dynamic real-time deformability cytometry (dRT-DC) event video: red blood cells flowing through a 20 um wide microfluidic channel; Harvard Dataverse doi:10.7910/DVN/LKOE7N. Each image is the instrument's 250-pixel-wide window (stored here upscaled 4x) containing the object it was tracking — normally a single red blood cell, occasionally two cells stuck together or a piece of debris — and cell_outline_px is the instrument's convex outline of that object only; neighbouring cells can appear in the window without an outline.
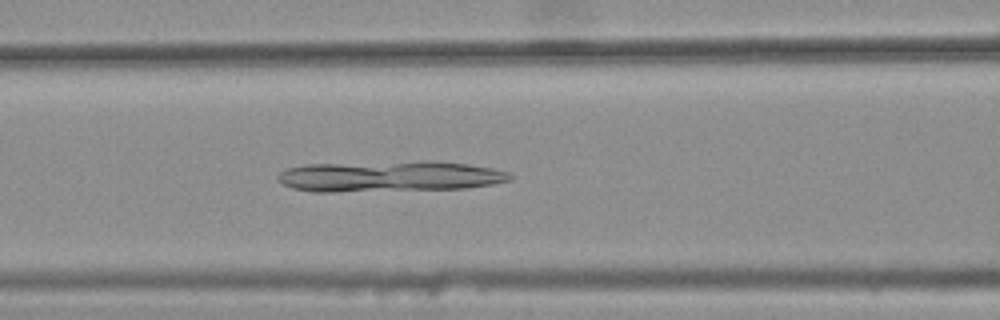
{"species": "common noctule bat (a hibernating species)", "species_latin": "Nyctalus noctula", "temperature_condition": "warm", "stored_images_in_passage": 34, "camera_frame_rate_fps": 3000, "um_per_image_px": 0.085, "animal": {"sex": "female", "body_mass_g": 25.1}, "frame": {"image": 1, "passage_image": 11, "time_ms": 3.333, "image_size_px": [1000, 320], "cell_outline_px": [[512, 180], [492, 184], [464, 188], [332, 192], [312, 192], [292, 188], [284, 184], [276, 176], [280, 172], [288, 168], [308, 164], [468, 164], [492, 168], [508, 172], [512, 176]], "centroid_in_image_um": [33.05, 15.05], "position_along_channel_um": 133.6, "area_um2": 39.59}}
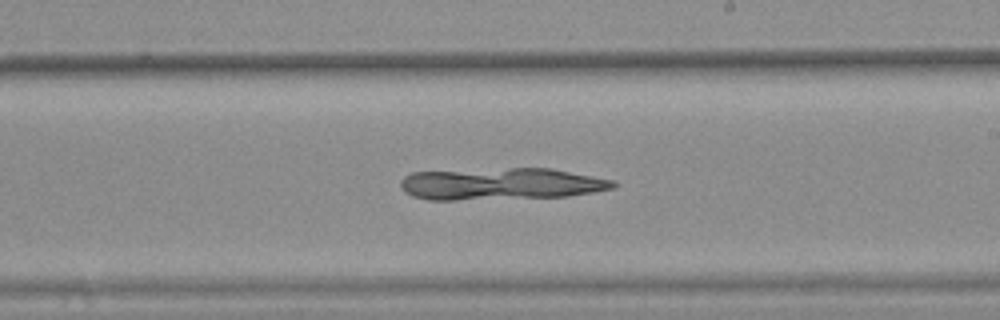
{"frame": {"image": 2, "passage_image": 20, "time_ms": 6.333, "image_size_px": [1000, 320], "cell_outline_px": [[616, 184], [612, 188], [592, 192], [568, 196], [456, 200], [428, 200], [412, 196], [404, 192], [400, 184], [400, 180], [404, 176], [412, 172], [512, 168], [552, 168], [616, 180]], "centroid_in_image_um": [42.57, 15.63], "position_along_channel_um": 246.4, "area_um2": 39.65}}
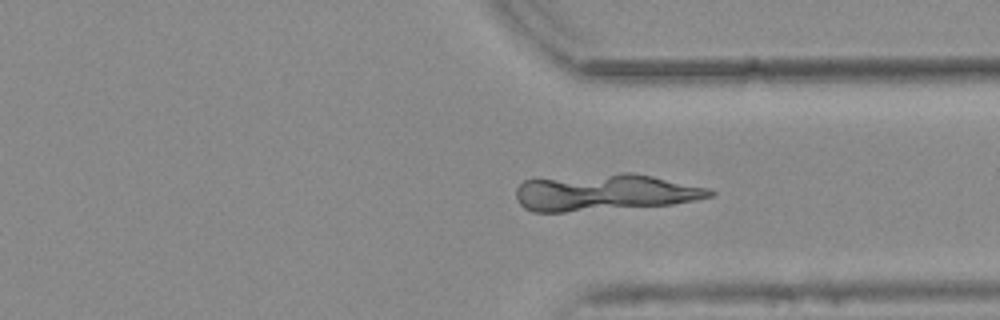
{"frame": {"image": 3, "passage_image": 29, "time_ms": 9.333, "image_size_px": [1000, 320], "cell_outline_px": [[716, 192], [712, 196], [672, 204], [564, 212], [532, 212], [524, 208], [520, 204], [516, 196], [516, 188], [524, 180], [620, 172], [632, 172], [652, 176], [708, 188]], "centroid_in_image_um": [51.37, 16.35], "position_along_channel_um": 360.0, "area_um2": 41.21}}